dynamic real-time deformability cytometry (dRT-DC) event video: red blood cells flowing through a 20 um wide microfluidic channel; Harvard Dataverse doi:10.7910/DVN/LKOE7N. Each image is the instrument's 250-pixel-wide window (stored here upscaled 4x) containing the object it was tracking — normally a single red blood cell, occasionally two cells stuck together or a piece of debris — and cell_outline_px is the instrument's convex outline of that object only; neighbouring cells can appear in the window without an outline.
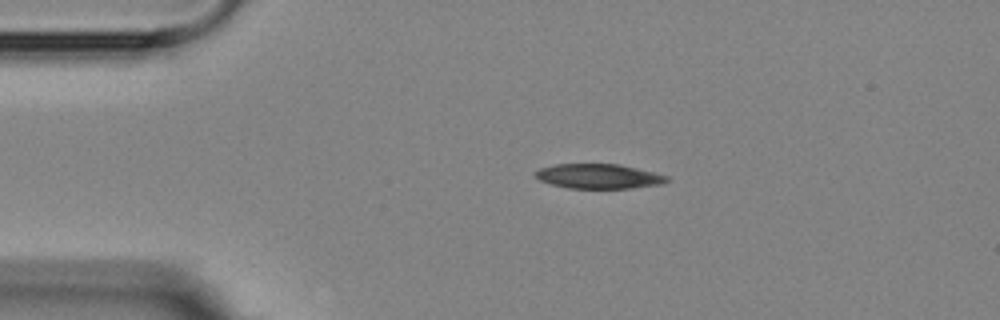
{"species": "Egyptian fruit bat (a non-hibernating species)", "species_latin": "Rousettus aegyptiacus", "temperature_condition": "room temperature", "stored_images_in_passage": 2, "camera_frame_rate_fps": 3000, "um_per_image_px": 0.085, "animal": {"sex": "female"}, "frame": {"image": 1, "passage_image": 1, "time_ms": 0.0, "image_size_px": [1000, 320], "cell_outline_px": [[668, 180], [664, 184], [632, 188], [568, 188], [552, 184], [540, 180], [532, 176], [532, 172], [540, 168], [556, 164], [620, 164], [668, 176]], "centroid_in_image_um": [50.85, 14.98], "position_along_channel_um": 34.2, "area_um2": 18.96}}